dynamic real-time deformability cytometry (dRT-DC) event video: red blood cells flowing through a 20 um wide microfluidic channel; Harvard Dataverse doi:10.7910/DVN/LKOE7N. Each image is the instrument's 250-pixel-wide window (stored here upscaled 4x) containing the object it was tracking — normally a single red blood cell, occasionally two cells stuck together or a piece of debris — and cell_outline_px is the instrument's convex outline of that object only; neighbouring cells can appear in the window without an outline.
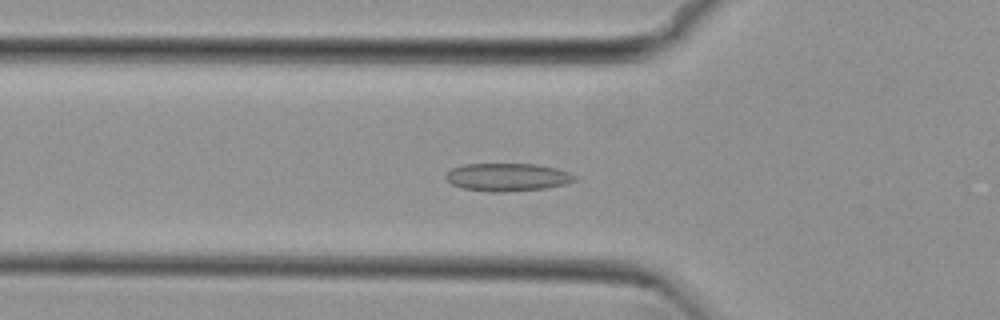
{"species": "common noctule bat (a hibernating species)", "species_latin": "Nyctalus noctula", "temperature_condition": "cold", "stored_images_in_passage": 54, "camera_frame_rate_fps": 3000, "um_per_image_px": 0.085, "animal": {"sex": "female", "body_mass_g": 29.2, "forearm_length_mm": 56.3}, "frame": {"image": 1, "passage_image": 18, "time_ms": 5.667, "image_size_px": [1000, 320], "cell_outline_px": [[576, 180], [564, 184], [548, 188], [504, 192], [492, 192], [464, 188], [452, 184], [444, 176], [452, 168], [464, 164], [536, 164], [556, 168], [568, 172], [576, 176]], "centroid_in_image_um": [43.14, 15.06], "position_along_channel_um": 82.7, "area_um2": 20.87}}
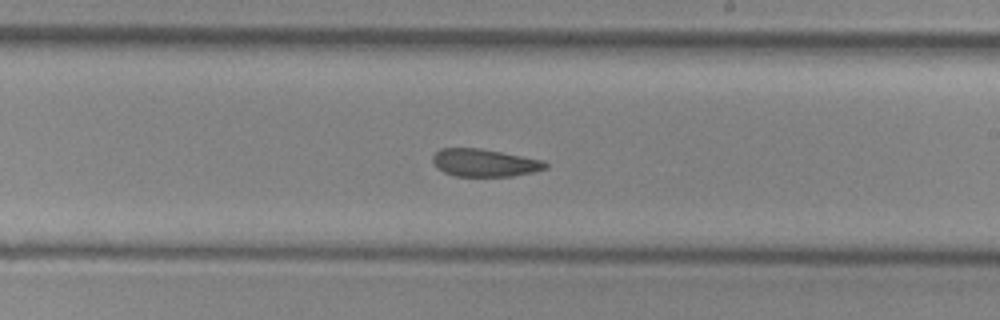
{"frame": {"image": 2, "passage_image": 31, "time_ms": 10.0, "image_size_px": [1000, 320], "cell_outline_px": [[548, 168], [532, 172], [512, 176], [456, 176], [444, 172], [436, 168], [432, 160], [432, 156], [440, 148], [480, 148], [544, 160], [548, 164]], "centroid_in_image_um": [41.17, 13.83], "position_along_channel_um": 247.8, "area_um2": 18.21}}
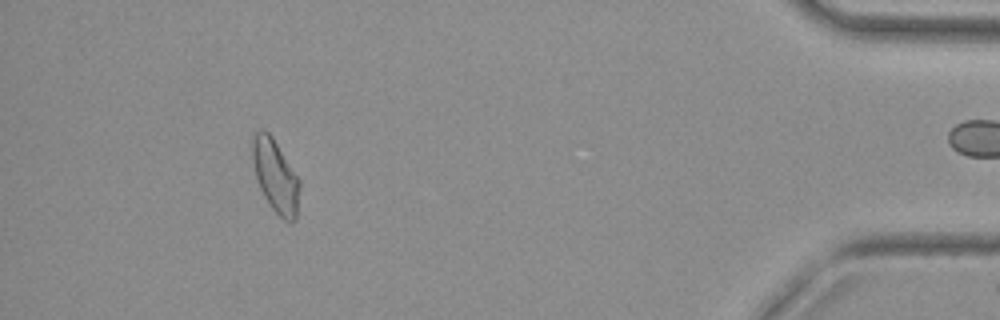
{"frame": {"image": 3, "passage_image": 49, "time_ms": 16.0, "image_size_px": [1000, 320], "cell_outline_px": [[300, 188], [296, 220], [292, 224], [284, 220], [272, 208], [264, 196], [260, 188], [256, 176], [252, 160], [252, 140], [256, 132], [268, 132], [272, 136], [300, 180]], "centroid_in_image_um": [23.44, 15.01], "position_along_channel_um": 411.8, "area_um2": 19.83}, "authors_computed_cell_mechanics": {"area_um2": 19.941, "velocity_mm_per_s": 3.8044, "shape_relaxation_time_tau1_ms": null, "shape_relaxation_time_tau2_ms": 3.152, "deformation_change_tau1": null, "deformation_change_tau2": 0.0911}}